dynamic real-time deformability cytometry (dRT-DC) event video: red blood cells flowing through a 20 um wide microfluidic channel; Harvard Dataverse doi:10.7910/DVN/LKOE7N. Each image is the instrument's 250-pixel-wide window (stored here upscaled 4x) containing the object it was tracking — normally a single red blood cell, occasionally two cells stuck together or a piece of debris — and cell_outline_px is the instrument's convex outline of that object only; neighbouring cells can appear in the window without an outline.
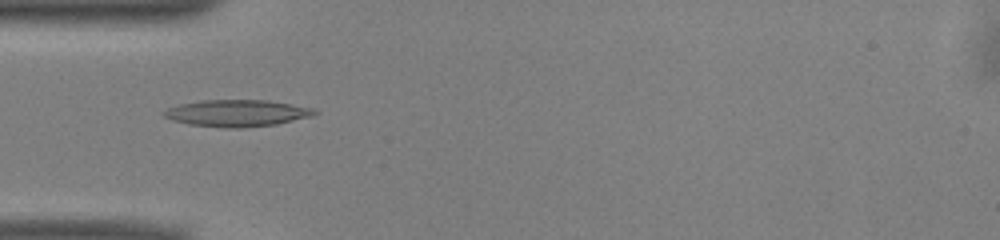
{"species": "common noctule bat (a hibernating species)", "species_latin": "Nyctalus noctula", "temperature_condition": "warm", "stored_images_in_passage": 51, "camera_frame_rate_fps": 3000, "um_per_image_px": 0.085, "animal": {"sex": "male", "body_mass_g": 13.0, "forearm_length_mm": 53.1}, "frame": {"image": 1, "passage_image": 15, "time_ms": 4.667, "image_size_px": [1000, 240], "cell_outline_px": [[320, 112], [312, 116], [276, 124], [240, 128], [224, 128], [188, 124], [172, 120], [164, 116], [160, 112], [168, 108], [180, 104], [200, 100], [268, 100], [292, 104], [312, 108]], "centroid_in_image_um": [20.13, 9.61], "position_along_channel_um": 64.9, "area_um2": 23.58}}
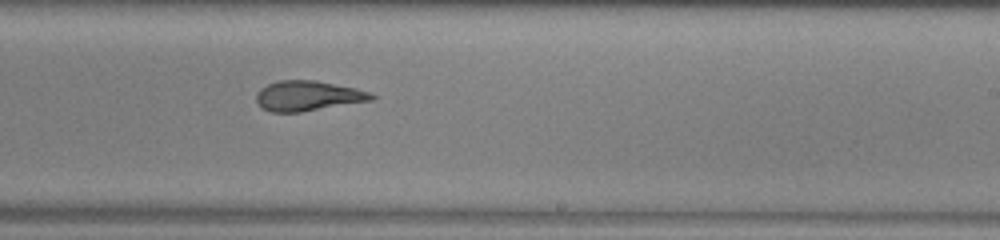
{"frame": {"image": 2, "passage_image": 30, "time_ms": 9.667, "image_size_px": [1000, 240], "cell_outline_px": [[376, 96], [372, 100], [300, 112], [272, 112], [260, 108], [256, 100], [256, 92], [260, 88], [268, 84], [280, 80], [316, 80], [356, 88], [372, 92]], "centroid_in_image_um": [26.15, 8.14], "position_along_channel_um": 262.8, "area_um2": 20.29}}
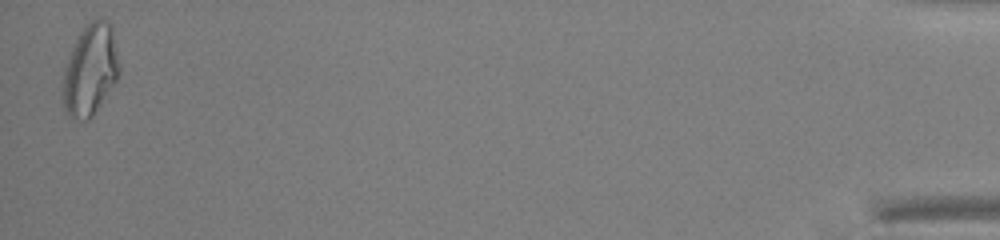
{"frame": {"image": 3, "passage_image": 50, "time_ms": 16.333, "image_size_px": [1000, 240], "cell_outline_px": [[120, 72], [116, 80], [92, 116], [88, 120], [72, 120], [64, 112], [64, 72], [68, 56], [72, 44], [76, 36], [84, 24], [88, 20], [96, 16], [100, 16], [108, 20], [112, 24], [120, 68]], "centroid_in_image_um": [7.68, 5.85], "position_along_channel_um": 427.5, "area_um2": 30.52}, "authors_computed_cell_mechanics": {"area_um2": 21.5594, "velocity_mm_per_s": 3.9663, "shape_relaxation_time_tau1_ms": 8.9978, "shape_relaxation_time_tau2_ms": 1.9498, "deformation_change_tau1": 0.2831, "deformation_change_tau2": 0.1216}}